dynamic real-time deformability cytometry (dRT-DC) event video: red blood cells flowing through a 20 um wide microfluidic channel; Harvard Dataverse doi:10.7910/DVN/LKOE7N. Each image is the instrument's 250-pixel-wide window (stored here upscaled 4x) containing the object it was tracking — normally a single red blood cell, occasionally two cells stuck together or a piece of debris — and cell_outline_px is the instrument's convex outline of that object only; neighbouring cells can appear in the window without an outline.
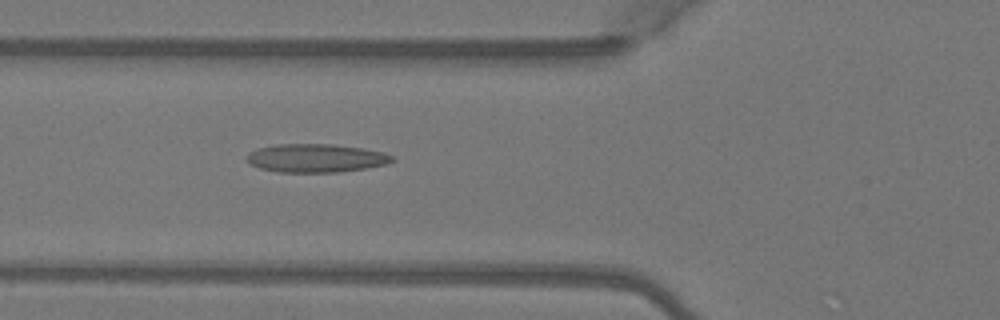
{"species": "Egyptian fruit bat (a non-hibernating species)", "species_latin": "Rousettus aegyptiacus", "temperature_condition": "warm", "stored_images_in_passage": 5, "camera_frame_rate_fps": 3000, "um_per_image_px": 0.085, "animal": {"sex": "female"}, "frame": {"image": 1, "passage_image": 5, "time_ms": 1.333, "image_size_px": [1000, 320], "cell_outline_px": [[396, 160], [388, 164], [340, 172], [280, 172], [260, 168], [252, 164], [248, 160], [248, 152], [260, 148], [276, 144], [332, 144], [364, 148], [384, 152], [392, 156]], "centroid_in_image_um": [26.91, 13.43], "position_along_channel_um": 98.9, "area_um2": 23.99}}